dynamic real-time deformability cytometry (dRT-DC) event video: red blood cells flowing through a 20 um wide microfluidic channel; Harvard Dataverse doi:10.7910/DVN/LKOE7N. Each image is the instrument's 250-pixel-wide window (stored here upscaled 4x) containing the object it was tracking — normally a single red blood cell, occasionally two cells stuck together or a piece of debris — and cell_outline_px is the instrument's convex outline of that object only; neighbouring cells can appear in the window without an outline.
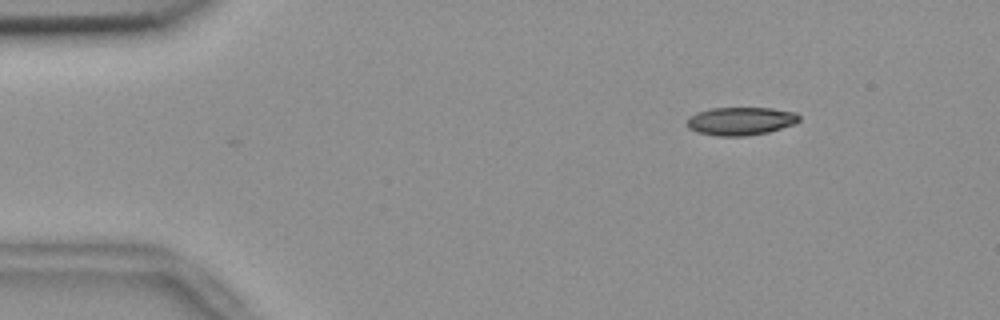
{"species": "common noctule bat (a hibernating species)", "species_latin": "Nyctalus noctula", "temperature_condition": "room temperature", "stored_images_in_passage": 12, "camera_frame_rate_fps": 3000, "um_per_image_px": 0.085, "animal": {"sex": "female", "body_mass_g": 18.4}, "frame": {"image": 1, "passage_image": 4, "time_ms": 1.0, "image_size_px": [1000, 320], "cell_outline_px": [[800, 120], [792, 124], [768, 132], [748, 136], [716, 136], [696, 132], [688, 128], [688, 116], [696, 112], [712, 108], [772, 108], [796, 112], [800, 116]], "centroid_in_image_um": [62.93, 10.29], "position_along_channel_um": 22.1, "area_um2": 18.44}}